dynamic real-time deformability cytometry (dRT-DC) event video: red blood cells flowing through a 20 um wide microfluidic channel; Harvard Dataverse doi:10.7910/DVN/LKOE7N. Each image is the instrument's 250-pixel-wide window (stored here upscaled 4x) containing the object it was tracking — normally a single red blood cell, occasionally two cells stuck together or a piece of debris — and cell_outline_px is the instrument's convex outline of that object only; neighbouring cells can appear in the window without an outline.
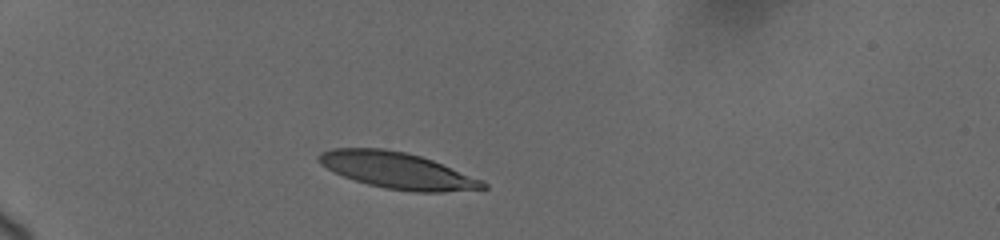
{"species": "human", "species_latin": "Homo sapiens", "temperature_condition": "cold", "stored_images_in_passage": 3, "camera_frame_rate_fps": 3000, "um_per_image_px": 0.085, "donor": {"sex": "female"}, "frame": {"image": 1, "passage_image": 1, "time_ms": 0.0, "image_size_px": [1000, 240], "cell_outline_px": [[488, 188], [444, 192], [412, 192], [384, 188], [368, 184], [344, 176], [320, 164], [316, 160], [316, 156], [320, 152], [332, 148], [384, 148], [408, 152], [432, 160], [484, 180], [488, 184]], "centroid_in_image_um": [33.79, 14.48], "position_along_channel_um": 51.2, "area_um2": 34.85}}
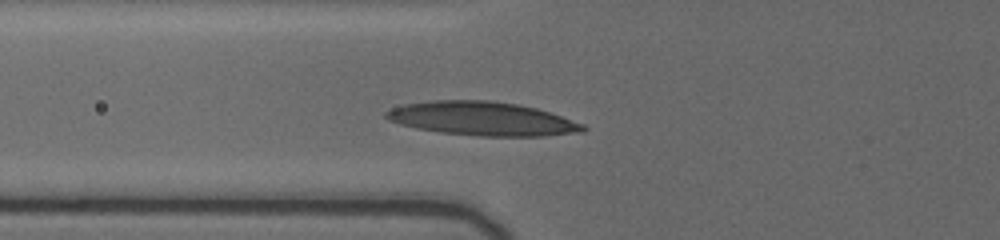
{"frame": {"image": 2, "passage_image": 3, "time_ms": 2.0, "image_size_px": [1000, 240], "cell_outline_px": [[588, 128], [584, 132], [544, 136], [480, 136], [440, 132], [416, 128], [400, 124], [388, 120], [384, 116], [384, 112], [392, 108], [404, 104], [432, 100], [488, 100], [516, 104], [536, 108], [584, 124]], "centroid_in_image_um": [40.98, 10.09], "position_along_channel_um": 84.8, "area_um2": 38.73}}